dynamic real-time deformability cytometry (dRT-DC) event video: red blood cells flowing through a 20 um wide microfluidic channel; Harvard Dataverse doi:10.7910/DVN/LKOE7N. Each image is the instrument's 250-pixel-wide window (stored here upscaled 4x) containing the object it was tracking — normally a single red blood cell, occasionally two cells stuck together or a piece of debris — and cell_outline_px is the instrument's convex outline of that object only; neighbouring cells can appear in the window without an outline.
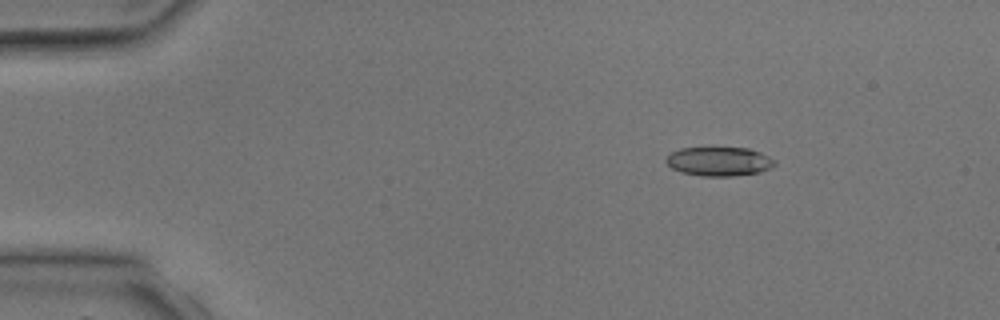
{"species": "common noctule bat (a hibernating species)", "species_latin": "Nyctalus noctula", "temperature_condition": "room temperature", "stored_images_in_passage": 4, "camera_frame_rate_fps": 3000, "um_per_image_px": 0.085, "animal": {"sex": "male", "body_mass_g": 17.9, "forearm_length_mm": 54.2}, "frame": {"image": 1, "passage_image": 2, "time_ms": 1.333, "image_size_px": [1000, 320], "cell_outline_px": [[776, 164], [760, 172], [732, 176], [700, 176], [680, 172], [672, 168], [664, 160], [672, 152], [680, 148], [748, 148], [760, 152], [776, 160]], "centroid_in_image_um": [61.11, 13.72], "position_along_channel_um": 23.9, "area_um2": 18.32}}
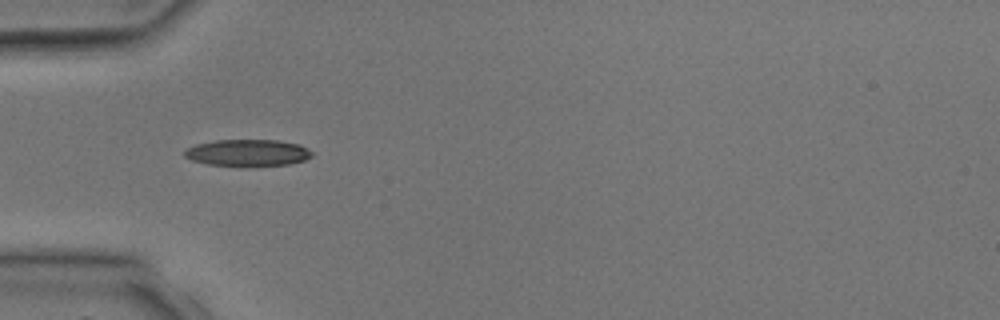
{"frame": {"image": 2, "passage_image": 4, "time_ms": 3.667, "image_size_px": [1000, 320], "cell_outline_px": [[316, 152], [312, 156], [304, 160], [288, 164], [244, 168], [208, 164], [192, 160], [184, 156], [184, 152], [188, 148], [196, 144], [216, 140], [276, 140], [300, 144]], "centroid_in_image_um": [21.1, 13.01], "position_along_channel_um": 63.9, "area_um2": 20.4}}